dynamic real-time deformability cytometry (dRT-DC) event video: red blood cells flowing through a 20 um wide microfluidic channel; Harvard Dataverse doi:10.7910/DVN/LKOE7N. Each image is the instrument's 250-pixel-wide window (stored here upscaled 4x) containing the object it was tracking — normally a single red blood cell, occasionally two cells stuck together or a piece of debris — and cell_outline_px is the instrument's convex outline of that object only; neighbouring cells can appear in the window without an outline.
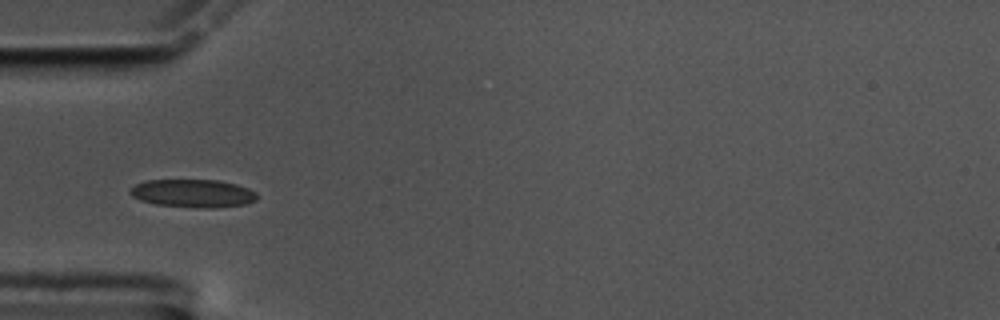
{"species": "common noctule bat (a hibernating species)", "species_latin": "Nyctalus noctula", "temperature_condition": "cold", "stored_images_in_passage": 41, "camera_frame_rate_fps": 3000, "um_per_image_px": 0.085, "animal": {"sex": "male", "body_mass_g": 17.5, "forearm_length_mm": 52.3}, "frame": {"image": 1, "passage_image": 1, "time_ms": 0.0, "image_size_px": [1000, 320], "cell_outline_px": [[256, 200], [244, 204], [216, 208], [200, 208], [156, 204], [140, 200], [132, 196], [128, 192], [136, 184], [144, 180], [220, 180], [236, 184], [248, 188], [256, 192]], "centroid_in_image_um": [16.4, 16.43], "position_along_channel_um": 68.6, "area_um2": 20.75}}
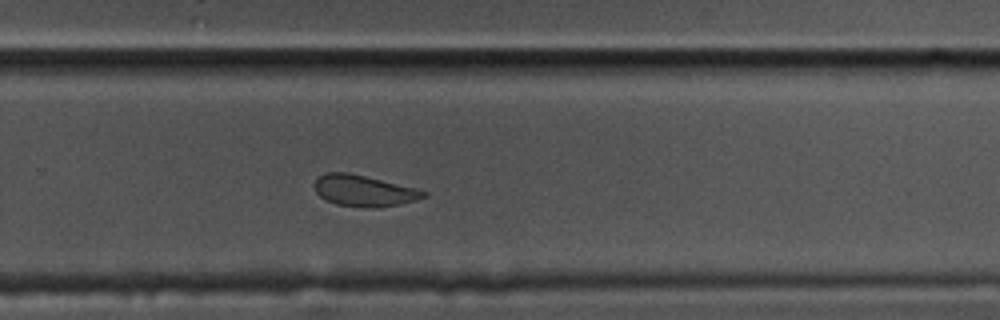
{"frame": {"image": 2, "passage_image": 21, "time_ms": 6.667, "image_size_px": [1000, 320], "cell_outline_px": [[428, 196], [416, 200], [400, 204], [376, 208], [372, 208], [336, 204], [324, 200], [316, 192], [316, 180], [320, 176], [328, 172], [348, 172], [416, 188], [428, 192]], "centroid_in_image_um": [30.96, 16.22], "position_along_channel_um": 298.8, "area_um2": 19.71}}
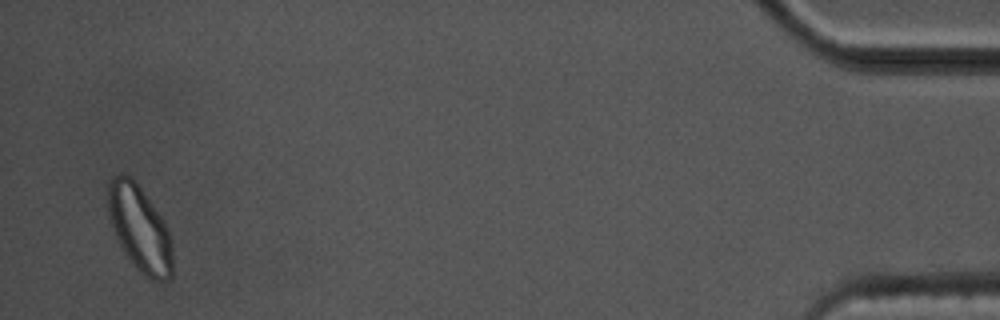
{"frame": {"image": 3, "passage_image": 39, "time_ms": 12.667, "image_size_px": [1000, 320], "cell_outline_px": [[172, 276], [168, 280], [152, 280], [144, 276], [136, 268], [124, 252], [116, 240], [112, 228], [108, 212], [108, 184], [112, 176], [120, 172], [124, 172], [136, 180], [160, 216], [172, 240]], "centroid_in_image_um": [11.84, 19.4], "position_along_channel_um": 423.4, "area_um2": 32.48}, "authors_computed_cell_mechanics": {"area_um2": 20.5768, "velocity_mm_per_s": 3.4612, "shape_relaxation_time_tau1_ms": 11.0334, "shape_relaxation_time_tau2_ms": 1.974, "deformation_change_tau1": 0.1456, "deformation_change_tau2": 0.0541}}